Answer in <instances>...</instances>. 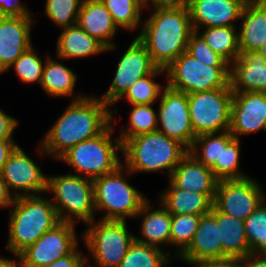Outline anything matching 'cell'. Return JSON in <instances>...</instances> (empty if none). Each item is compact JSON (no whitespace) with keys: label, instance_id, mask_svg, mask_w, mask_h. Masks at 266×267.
Masks as SVG:
<instances>
[{"label":"cell","instance_id":"cell-10","mask_svg":"<svg viewBox=\"0 0 266 267\" xmlns=\"http://www.w3.org/2000/svg\"><path fill=\"white\" fill-rule=\"evenodd\" d=\"M232 100L230 83L222 89L188 94V106L195 135L229 131Z\"/></svg>","mask_w":266,"mask_h":267},{"label":"cell","instance_id":"cell-46","mask_svg":"<svg viewBox=\"0 0 266 267\" xmlns=\"http://www.w3.org/2000/svg\"><path fill=\"white\" fill-rule=\"evenodd\" d=\"M240 267H266V254H249L239 261Z\"/></svg>","mask_w":266,"mask_h":267},{"label":"cell","instance_id":"cell-33","mask_svg":"<svg viewBox=\"0 0 266 267\" xmlns=\"http://www.w3.org/2000/svg\"><path fill=\"white\" fill-rule=\"evenodd\" d=\"M128 128L120 136L121 144L135 136L150 133L158 129L157 114L152 104L132 105Z\"/></svg>","mask_w":266,"mask_h":267},{"label":"cell","instance_id":"cell-37","mask_svg":"<svg viewBox=\"0 0 266 267\" xmlns=\"http://www.w3.org/2000/svg\"><path fill=\"white\" fill-rule=\"evenodd\" d=\"M202 215L172 214L170 245L178 246L181 254L191 243Z\"/></svg>","mask_w":266,"mask_h":267},{"label":"cell","instance_id":"cell-34","mask_svg":"<svg viewBox=\"0 0 266 267\" xmlns=\"http://www.w3.org/2000/svg\"><path fill=\"white\" fill-rule=\"evenodd\" d=\"M164 71V68L156 67L150 74L142 77L129 87L117 101L126 95V99L131 105L153 104L161 96L162 88L152 78Z\"/></svg>","mask_w":266,"mask_h":267},{"label":"cell","instance_id":"cell-18","mask_svg":"<svg viewBox=\"0 0 266 267\" xmlns=\"http://www.w3.org/2000/svg\"><path fill=\"white\" fill-rule=\"evenodd\" d=\"M246 0H189L188 10L193 30L198 32L201 26H233L240 20Z\"/></svg>","mask_w":266,"mask_h":267},{"label":"cell","instance_id":"cell-50","mask_svg":"<svg viewBox=\"0 0 266 267\" xmlns=\"http://www.w3.org/2000/svg\"><path fill=\"white\" fill-rule=\"evenodd\" d=\"M266 15V0L253 1Z\"/></svg>","mask_w":266,"mask_h":267},{"label":"cell","instance_id":"cell-41","mask_svg":"<svg viewBox=\"0 0 266 267\" xmlns=\"http://www.w3.org/2000/svg\"><path fill=\"white\" fill-rule=\"evenodd\" d=\"M0 16H31L19 0H0Z\"/></svg>","mask_w":266,"mask_h":267},{"label":"cell","instance_id":"cell-26","mask_svg":"<svg viewBox=\"0 0 266 267\" xmlns=\"http://www.w3.org/2000/svg\"><path fill=\"white\" fill-rule=\"evenodd\" d=\"M240 19V53L256 52L266 39V15L254 2H247Z\"/></svg>","mask_w":266,"mask_h":267},{"label":"cell","instance_id":"cell-43","mask_svg":"<svg viewBox=\"0 0 266 267\" xmlns=\"http://www.w3.org/2000/svg\"><path fill=\"white\" fill-rule=\"evenodd\" d=\"M17 120L0 109V140L12 139Z\"/></svg>","mask_w":266,"mask_h":267},{"label":"cell","instance_id":"cell-35","mask_svg":"<svg viewBox=\"0 0 266 267\" xmlns=\"http://www.w3.org/2000/svg\"><path fill=\"white\" fill-rule=\"evenodd\" d=\"M266 200L245 220V233L251 253L266 254Z\"/></svg>","mask_w":266,"mask_h":267},{"label":"cell","instance_id":"cell-44","mask_svg":"<svg viewBox=\"0 0 266 267\" xmlns=\"http://www.w3.org/2000/svg\"><path fill=\"white\" fill-rule=\"evenodd\" d=\"M191 264L197 265L198 267H240L239 260L229 257L201 260Z\"/></svg>","mask_w":266,"mask_h":267},{"label":"cell","instance_id":"cell-27","mask_svg":"<svg viewBox=\"0 0 266 267\" xmlns=\"http://www.w3.org/2000/svg\"><path fill=\"white\" fill-rule=\"evenodd\" d=\"M148 200L142 205L136 216L145 215L142 221L141 233L144 239L135 237L139 243L160 248L159 245L170 244L172 214L163 208L149 212L151 205Z\"/></svg>","mask_w":266,"mask_h":267},{"label":"cell","instance_id":"cell-21","mask_svg":"<svg viewBox=\"0 0 266 267\" xmlns=\"http://www.w3.org/2000/svg\"><path fill=\"white\" fill-rule=\"evenodd\" d=\"M222 240L216 218L211 214L201 216L198 228L190 245L176 255L186 263H195L201 260L222 259Z\"/></svg>","mask_w":266,"mask_h":267},{"label":"cell","instance_id":"cell-6","mask_svg":"<svg viewBox=\"0 0 266 267\" xmlns=\"http://www.w3.org/2000/svg\"><path fill=\"white\" fill-rule=\"evenodd\" d=\"M113 130L111 124L102 134L78 143L59 159L92 180L114 171L122 164L117 156L119 150L122 152V144L119 138L113 142Z\"/></svg>","mask_w":266,"mask_h":267},{"label":"cell","instance_id":"cell-17","mask_svg":"<svg viewBox=\"0 0 266 267\" xmlns=\"http://www.w3.org/2000/svg\"><path fill=\"white\" fill-rule=\"evenodd\" d=\"M31 16H0V74L32 46Z\"/></svg>","mask_w":266,"mask_h":267},{"label":"cell","instance_id":"cell-7","mask_svg":"<svg viewBox=\"0 0 266 267\" xmlns=\"http://www.w3.org/2000/svg\"><path fill=\"white\" fill-rule=\"evenodd\" d=\"M122 168L121 164L114 171L93 180L95 209L107 212L101 219L125 220V217H136L147 201L145 196L127 183Z\"/></svg>","mask_w":266,"mask_h":267},{"label":"cell","instance_id":"cell-3","mask_svg":"<svg viewBox=\"0 0 266 267\" xmlns=\"http://www.w3.org/2000/svg\"><path fill=\"white\" fill-rule=\"evenodd\" d=\"M127 172H155L168 169L169 178L189 153L181 142L167 137L161 131L141 134L122 144Z\"/></svg>","mask_w":266,"mask_h":267},{"label":"cell","instance_id":"cell-4","mask_svg":"<svg viewBox=\"0 0 266 267\" xmlns=\"http://www.w3.org/2000/svg\"><path fill=\"white\" fill-rule=\"evenodd\" d=\"M12 205L7 247L18 256L60 220L51 199L39 195L16 197Z\"/></svg>","mask_w":266,"mask_h":267},{"label":"cell","instance_id":"cell-42","mask_svg":"<svg viewBox=\"0 0 266 267\" xmlns=\"http://www.w3.org/2000/svg\"><path fill=\"white\" fill-rule=\"evenodd\" d=\"M87 257H82L80 251L75 249L69 255L59 258L45 267H85Z\"/></svg>","mask_w":266,"mask_h":267},{"label":"cell","instance_id":"cell-22","mask_svg":"<svg viewBox=\"0 0 266 267\" xmlns=\"http://www.w3.org/2000/svg\"><path fill=\"white\" fill-rule=\"evenodd\" d=\"M77 24L86 33L102 42L107 51L115 48L110 40L119 28L101 0H83Z\"/></svg>","mask_w":266,"mask_h":267},{"label":"cell","instance_id":"cell-23","mask_svg":"<svg viewBox=\"0 0 266 267\" xmlns=\"http://www.w3.org/2000/svg\"><path fill=\"white\" fill-rule=\"evenodd\" d=\"M217 220L222 240V258L245 259L251 251L248 246L244 221L219 212L214 206L210 212Z\"/></svg>","mask_w":266,"mask_h":267},{"label":"cell","instance_id":"cell-40","mask_svg":"<svg viewBox=\"0 0 266 267\" xmlns=\"http://www.w3.org/2000/svg\"><path fill=\"white\" fill-rule=\"evenodd\" d=\"M186 52L196 61H200L208 67H230V65L217 53H215L204 41V39L194 31L188 40Z\"/></svg>","mask_w":266,"mask_h":267},{"label":"cell","instance_id":"cell-30","mask_svg":"<svg viewBox=\"0 0 266 267\" xmlns=\"http://www.w3.org/2000/svg\"><path fill=\"white\" fill-rule=\"evenodd\" d=\"M230 131L222 132V155L221 164H215L211 169L218 180L241 179L248 176L239 169L240 142Z\"/></svg>","mask_w":266,"mask_h":267},{"label":"cell","instance_id":"cell-20","mask_svg":"<svg viewBox=\"0 0 266 267\" xmlns=\"http://www.w3.org/2000/svg\"><path fill=\"white\" fill-rule=\"evenodd\" d=\"M233 93L266 92V61L257 52L241 53L230 65Z\"/></svg>","mask_w":266,"mask_h":267},{"label":"cell","instance_id":"cell-45","mask_svg":"<svg viewBox=\"0 0 266 267\" xmlns=\"http://www.w3.org/2000/svg\"><path fill=\"white\" fill-rule=\"evenodd\" d=\"M18 145L12 139L0 140V173Z\"/></svg>","mask_w":266,"mask_h":267},{"label":"cell","instance_id":"cell-48","mask_svg":"<svg viewBox=\"0 0 266 267\" xmlns=\"http://www.w3.org/2000/svg\"><path fill=\"white\" fill-rule=\"evenodd\" d=\"M15 197L9 191L0 174V207L12 206Z\"/></svg>","mask_w":266,"mask_h":267},{"label":"cell","instance_id":"cell-9","mask_svg":"<svg viewBox=\"0 0 266 267\" xmlns=\"http://www.w3.org/2000/svg\"><path fill=\"white\" fill-rule=\"evenodd\" d=\"M165 73L168 87L192 94L225 88L229 84L230 67L205 66L185 51L165 69Z\"/></svg>","mask_w":266,"mask_h":267},{"label":"cell","instance_id":"cell-29","mask_svg":"<svg viewBox=\"0 0 266 267\" xmlns=\"http://www.w3.org/2000/svg\"><path fill=\"white\" fill-rule=\"evenodd\" d=\"M206 44L229 65L241 54L239 37L234 26L208 27L199 34Z\"/></svg>","mask_w":266,"mask_h":267},{"label":"cell","instance_id":"cell-32","mask_svg":"<svg viewBox=\"0 0 266 267\" xmlns=\"http://www.w3.org/2000/svg\"><path fill=\"white\" fill-rule=\"evenodd\" d=\"M118 28L134 30L141 19L144 0H101Z\"/></svg>","mask_w":266,"mask_h":267},{"label":"cell","instance_id":"cell-1","mask_svg":"<svg viewBox=\"0 0 266 267\" xmlns=\"http://www.w3.org/2000/svg\"><path fill=\"white\" fill-rule=\"evenodd\" d=\"M96 98L78 95L46 133L39 152L59 159L78 143L102 134L112 124L113 113Z\"/></svg>","mask_w":266,"mask_h":267},{"label":"cell","instance_id":"cell-8","mask_svg":"<svg viewBox=\"0 0 266 267\" xmlns=\"http://www.w3.org/2000/svg\"><path fill=\"white\" fill-rule=\"evenodd\" d=\"M83 235L84 242L100 267H119L135 235L125 220H94ZM92 225V226H91Z\"/></svg>","mask_w":266,"mask_h":267},{"label":"cell","instance_id":"cell-13","mask_svg":"<svg viewBox=\"0 0 266 267\" xmlns=\"http://www.w3.org/2000/svg\"><path fill=\"white\" fill-rule=\"evenodd\" d=\"M75 223L60 221L18 256L27 267H45L77 248Z\"/></svg>","mask_w":266,"mask_h":267},{"label":"cell","instance_id":"cell-28","mask_svg":"<svg viewBox=\"0 0 266 267\" xmlns=\"http://www.w3.org/2000/svg\"><path fill=\"white\" fill-rule=\"evenodd\" d=\"M76 79L77 74H74L71 69L47 57L40 85L49 95L69 96L74 92Z\"/></svg>","mask_w":266,"mask_h":267},{"label":"cell","instance_id":"cell-31","mask_svg":"<svg viewBox=\"0 0 266 267\" xmlns=\"http://www.w3.org/2000/svg\"><path fill=\"white\" fill-rule=\"evenodd\" d=\"M170 260L160 248L135 240L127 250L119 267H163Z\"/></svg>","mask_w":266,"mask_h":267},{"label":"cell","instance_id":"cell-11","mask_svg":"<svg viewBox=\"0 0 266 267\" xmlns=\"http://www.w3.org/2000/svg\"><path fill=\"white\" fill-rule=\"evenodd\" d=\"M264 195L261 186L250 177L219 180L213 206L244 221L263 202Z\"/></svg>","mask_w":266,"mask_h":267},{"label":"cell","instance_id":"cell-12","mask_svg":"<svg viewBox=\"0 0 266 267\" xmlns=\"http://www.w3.org/2000/svg\"><path fill=\"white\" fill-rule=\"evenodd\" d=\"M160 99L157 130L190 149L196 135L191 123L188 94L173 90L166 85Z\"/></svg>","mask_w":266,"mask_h":267},{"label":"cell","instance_id":"cell-24","mask_svg":"<svg viewBox=\"0 0 266 267\" xmlns=\"http://www.w3.org/2000/svg\"><path fill=\"white\" fill-rule=\"evenodd\" d=\"M57 41L56 53L62 59L87 57L107 51L102 42L86 33L78 24L63 28Z\"/></svg>","mask_w":266,"mask_h":267},{"label":"cell","instance_id":"cell-16","mask_svg":"<svg viewBox=\"0 0 266 267\" xmlns=\"http://www.w3.org/2000/svg\"><path fill=\"white\" fill-rule=\"evenodd\" d=\"M266 128V92L233 93L230 133L238 139L242 134Z\"/></svg>","mask_w":266,"mask_h":267},{"label":"cell","instance_id":"cell-5","mask_svg":"<svg viewBox=\"0 0 266 267\" xmlns=\"http://www.w3.org/2000/svg\"><path fill=\"white\" fill-rule=\"evenodd\" d=\"M49 191L54 194L51 201L60 221L76 223L79 219L87 224L95 220L92 179L80 174L47 176V192Z\"/></svg>","mask_w":266,"mask_h":267},{"label":"cell","instance_id":"cell-49","mask_svg":"<svg viewBox=\"0 0 266 267\" xmlns=\"http://www.w3.org/2000/svg\"><path fill=\"white\" fill-rule=\"evenodd\" d=\"M17 257L19 259L18 262L11 260L9 258H3V257L0 258V267H27L23 262V260L19 256Z\"/></svg>","mask_w":266,"mask_h":267},{"label":"cell","instance_id":"cell-38","mask_svg":"<svg viewBox=\"0 0 266 267\" xmlns=\"http://www.w3.org/2000/svg\"><path fill=\"white\" fill-rule=\"evenodd\" d=\"M83 0H46L45 13L62 28L76 25Z\"/></svg>","mask_w":266,"mask_h":267},{"label":"cell","instance_id":"cell-19","mask_svg":"<svg viewBox=\"0 0 266 267\" xmlns=\"http://www.w3.org/2000/svg\"><path fill=\"white\" fill-rule=\"evenodd\" d=\"M169 180L178 188L205 194L212 202L219 181L212 169L199 162L190 152L176 166Z\"/></svg>","mask_w":266,"mask_h":267},{"label":"cell","instance_id":"cell-39","mask_svg":"<svg viewBox=\"0 0 266 267\" xmlns=\"http://www.w3.org/2000/svg\"><path fill=\"white\" fill-rule=\"evenodd\" d=\"M45 63L36 55V52L31 46L10 66L14 67L18 77L24 83L38 82L41 84L42 75Z\"/></svg>","mask_w":266,"mask_h":267},{"label":"cell","instance_id":"cell-47","mask_svg":"<svg viewBox=\"0 0 266 267\" xmlns=\"http://www.w3.org/2000/svg\"><path fill=\"white\" fill-rule=\"evenodd\" d=\"M189 0H144V7H148L152 3L153 9L187 6Z\"/></svg>","mask_w":266,"mask_h":267},{"label":"cell","instance_id":"cell-14","mask_svg":"<svg viewBox=\"0 0 266 267\" xmlns=\"http://www.w3.org/2000/svg\"><path fill=\"white\" fill-rule=\"evenodd\" d=\"M156 67L145 45L136 37L119 60L112 84L101 100L109 106L115 104L129 87Z\"/></svg>","mask_w":266,"mask_h":267},{"label":"cell","instance_id":"cell-36","mask_svg":"<svg viewBox=\"0 0 266 267\" xmlns=\"http://www.w3.org/2000/svg\"><path fill=\"white\" fill-rule=\"evenodd\" d=\"M200 145H202V154L198 153ZM189 152L208 168H212L215 164H221L222 131L219 135L218 133H206L196 136Z\"/></svg>","mask_w":266,"mask_h":267},{"label":"cell","instance_id":"cell-51","mask_svg":"<svg viewBox=\"0 0 266 267\" xmlns=\"http://www.w3.org/2000/svg\"><path fill=\"white\" fill-rule=\"evenodd\" d=\"M259 55L263 57V59L266 61V39L263 43V45L256 51Z\"/></svg>","mask_w":266,"mask_h":267},{"label":"cell","instance_id":"cell-25","mask_svg":"<svg viewBox=\"0 0 266 267\" xmlns=\"http://www.w3.org/2000/svg\"><path fill=\"white\" fill-rule=\"evenodd\" d=\"M160 203L171 214L205 215L213 207V202L205 194L178 188L171 181Z\"/></svg>","mask_w":266,"mask_h":267},{"label":"cell","instance_id":"cell-2","mask_svg":"<svg viewBox=\"0 0 266 267\" xmlns=\"http://www.w3.org/2000/svg\"><path fill=\"white\" fill-rule=\"evenodd\" d=\"M144 23L137 38L145 45L151 61L166 69L187 50L194 32L188 7L156 8Z\"/></svg>","mask_w":266,"mask_h":267},{"label":"cell","instance_id":"cell-15","mask_svg":"<svg viewBox=\"0 0 266 267\" xmlns=\"http://www.w3.org/2000/svg\"><path fill=\"white\" fill-rule=\"evenodd\" d=\"M0 174L15 198L47 192V176L19 146L10 155ZM10 189L15 190L14 194ZM17 190L31 194L18 193Z\"/></svg>","mask_w":266,"mask_h":267}]
</instances>
